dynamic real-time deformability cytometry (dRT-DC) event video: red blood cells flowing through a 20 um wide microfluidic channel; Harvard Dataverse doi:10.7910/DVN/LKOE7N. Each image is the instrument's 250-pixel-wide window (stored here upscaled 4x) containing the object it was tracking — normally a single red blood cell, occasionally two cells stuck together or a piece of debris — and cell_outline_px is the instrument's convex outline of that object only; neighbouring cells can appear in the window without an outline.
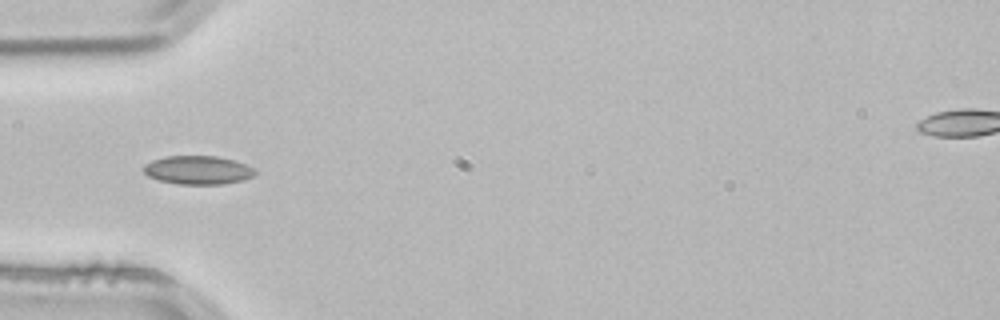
{"species": "common noctule bat (a hibernating species)", "species_latin": "Nyctalus noctula", "temperature_condition": "room temperature", "stored_images_in_passage": 18, "camera_frame_rate_fps": 3000, "um_per_image_px": 0.085, "animal": {"sex": "male", "body_mass_g": 21.5, "forearm_length_mm": 52.0}, "frame": {"image": 1, "passage_image": 3, "time_ms": 0.667, "image_size_px": [1000, 320], "cell_outline_px": [[256, 172], [252, 176], [244, 180], [224, 184], [176, 184], [160, 180], [148, 176], [144, 172], [144, 164], [152, 160], [164, 156], [216, 156], [232, 160], [244, 164], [252, 168]], "centroid_in_image_um": [16.79, 14.46], "position_along_channel_um": 68.2, "area_um2": 18.44}}
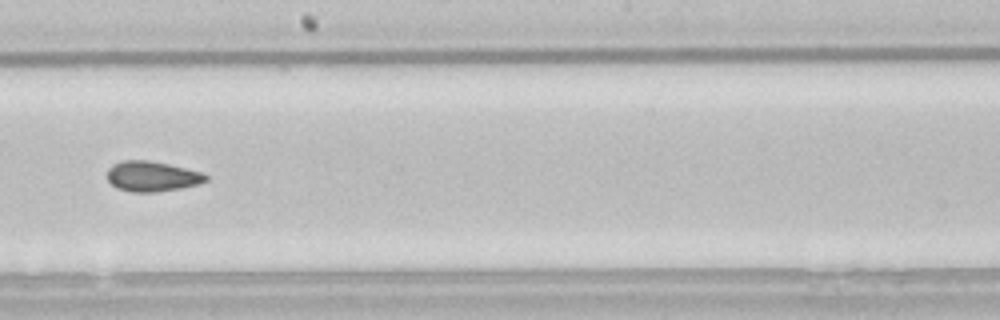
{"frame": {"image": 2, "passage_image": 16, "time_ms": 5.0, "image_size_px": [1000, 320], "cell_outline_px": [[208, 180], [200, 184], [180, 188], [156, 192], [132, 192], [116, 188], [108, 180], [108, 168], [112, 164], [124, 160], [148, 160], [168, 164], [200, 172], [208, 176]], "centroid_in_image_um": [12.91, 14.99], "position_along_channel_um": 235.3, "area_um2": 17.34}}